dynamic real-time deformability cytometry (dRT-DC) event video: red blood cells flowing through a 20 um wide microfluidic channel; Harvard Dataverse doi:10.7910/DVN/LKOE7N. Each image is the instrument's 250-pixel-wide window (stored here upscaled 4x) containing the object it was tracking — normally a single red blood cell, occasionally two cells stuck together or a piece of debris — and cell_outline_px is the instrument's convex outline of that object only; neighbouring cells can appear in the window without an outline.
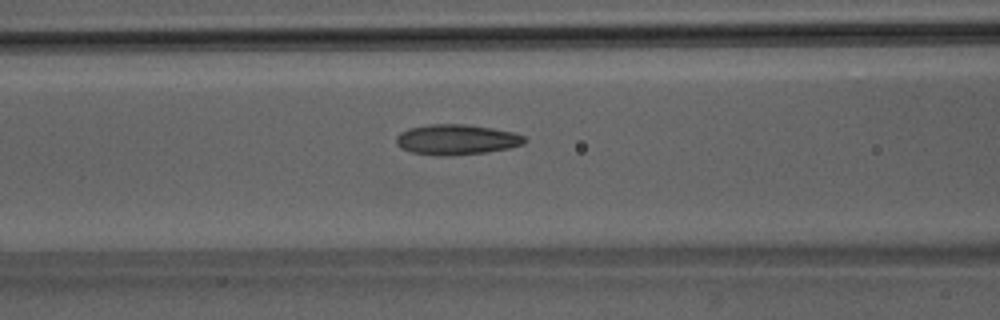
{"species": "Egyptian fruit bat (a non-hibernating species)", "species_latin": "Rousettus aegyptiacus", "temperature_condition": "room temperature", "stored_images_in_passage": 49, "camera_frame_rate_fps": 3000, "um_per_image_px": 0.085, "animal": {"sex": "male"}, "frame": {"image": 1, "passage_image": 19, "time_ms": 6.0, "image_size_px": [1000, 320], "cell_outline_px": [[528, 140], [524, 144], [508, 148], [488, 152], [452, 156], [440, 156], [412, 152], [400, 148], [396, 144], [396, 136], [400, 132], [408, 128], [428, 124], [464, 124], [492, 128], [512, 132], [524, 136]], "centroid_in_image_um": [38.79, 11.87], "position_along_channel_um": 127.8, "area_um2": 22.89}}
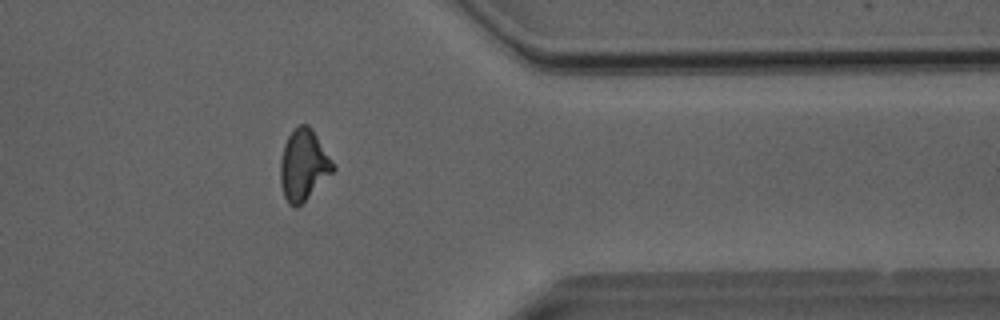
{"frame": {"image": 2, "passage_image": 39, "time_ms": 12.667, "image_size_px": [1000, 320], "cell_outline_px": [[336, 168], [296, 208], [288, 204], [284, 196], [280, 184], [280, 160], [284, 144], [288, 136], [300, 124], [308, 124], [312, 128], [332, 160]], "centroid_in_image_um": [25.77, 14.01], "position_along_channel_um": 385.6, "area_um2": 21.44}}
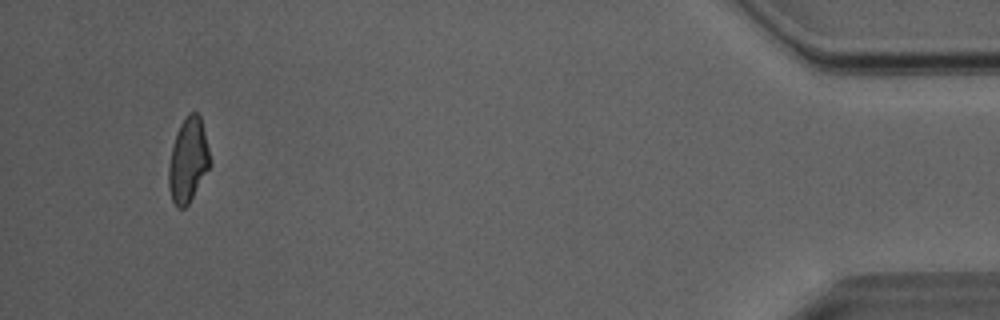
{"frame": {"image": 3, "passage_image": 46, "time_ms": 15.0, "image_size_px": [1000, 320], "cell_outline_px": [[212, 164], [188, 204], [184, 208], [176, 208], [172, 200], [168, 188], [168, 164], [172, 148], [180, 124], [188, 112], [196, 112], [200, 116]], "centroid_in_image_um": [15.98, 13.65], "position_along_channel_um": 419.2, "area_um2": 20.29}, "authors_computed_cell_mechanics": {"area_um2": 21.675, "velocity_mm_per_s": 4.0717, "shape_relaxation_time_tau1_ms": 5.7268, "shape_relaxation_time_tau2_ms": 1.6712, "deformation_change_tau1": 0.1682, "deformation_change_tau2": 0.0857}}